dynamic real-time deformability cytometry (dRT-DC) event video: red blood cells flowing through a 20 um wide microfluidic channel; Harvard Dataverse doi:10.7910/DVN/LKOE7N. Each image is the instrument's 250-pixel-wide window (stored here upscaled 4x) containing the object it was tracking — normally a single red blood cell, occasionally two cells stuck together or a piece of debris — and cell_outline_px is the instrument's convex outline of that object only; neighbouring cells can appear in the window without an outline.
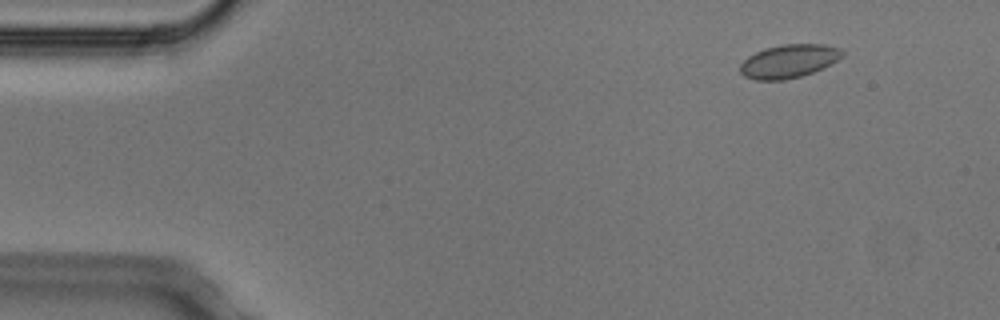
{"species": "Egyptian fruit bat (a non-hibernating species)", "species_latin": "Rousettus aegyptiacus", "temperature_condition": "cold", "stored_images_in_passage": 5, "camera_frame_rate_fps": 3000, "um_per_image_px": 0.085, "animal": {"sex": "male"}, "frame": {"image": 1, "passage_image": 2, "time_ms": 0.333, "image_size_px": [1000, 320], "cell_outline_px": [[844, 56], [812, 72], [800, 76], [784, 80], [756, 80], [744, 76], [740, 72], [740, 64], [748, 56], [764, 48], [784, 44], [824, 44], [840, 48], [844, 52]], "centroid_in_image_um": [67.03, 5.19], "position_along_channel_um": 18.0, "area_um2": 19.71}}